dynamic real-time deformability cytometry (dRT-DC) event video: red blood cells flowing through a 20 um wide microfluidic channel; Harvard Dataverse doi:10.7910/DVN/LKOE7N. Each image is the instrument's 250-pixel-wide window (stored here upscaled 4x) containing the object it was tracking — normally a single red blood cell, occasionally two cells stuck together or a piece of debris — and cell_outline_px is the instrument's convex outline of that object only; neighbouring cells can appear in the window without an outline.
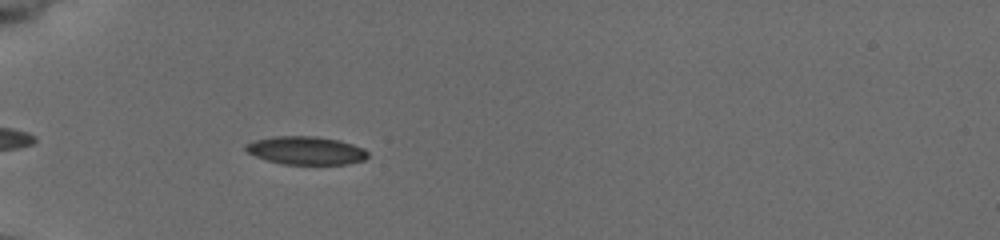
{"species": "common noctule bat (a hibernating species)", "species_latin": "Nyctalus noctula", "temperature_condition": "cold", "stored_images_in_passage": 63, "camera_frame_rate_fps": 3000, "um_per_image_px": 0.085, "animal": {"sex": "female", "body_mass_g": 19.5, "forearm_length_mm": 54.1}, "frame": {"image": 1, "passage_image": 3, "time_ms": 1.0, "image_size_px": [1000, 240], "cell_outline_px": [[368, 156], [364, 160], [344, 164], [284, 164], [268, 160], [256, 156], [248, 152], [244, 148], [244, 144], [256, 140], [272, 136], [316, 136], [340, 140], [364, 148], [368, 152]], "centroid_in_image_um": [26.01, 12.78], "position_along_channel_um": 59.0, "area_um2": 20.0}}
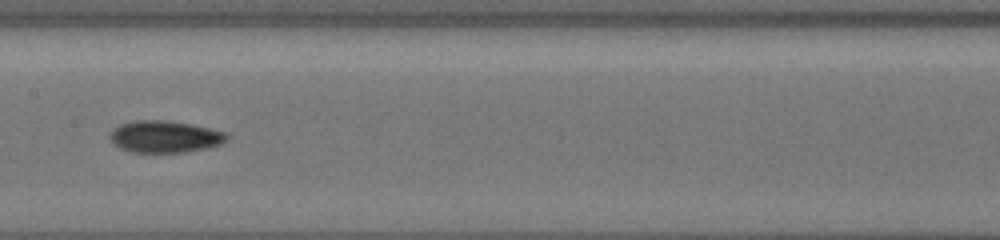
{"frame": {"image": 2, "passage_image": 21, "time_ms": 5.0, "image_size_px": [1000, 240], "cell_outline_px": [[228, 136], [220, 144], [208, 148], [184, 152], [132, 152], [120, 148], [108, 136], [112, 128], [120, 124], [136, 120], [168, 120], [192, 124], [224, 132]], "centroid_in_image_um": [13.97, 11.6], "position_along_channel_um": 193.4, "area_um2": 21.62}}
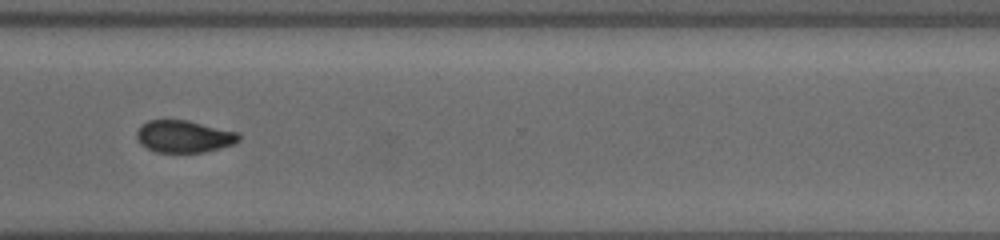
{"frame": {"image": 3, "passage_image": 46, "time_ms": 9.333, "image_size_px": [1000, 240], "cell_outline_px": [[240, 140], [236, 144], [204, 152], [156, 152], [140, 144], [136, 136], [136, 132], [140, 124], [148, 120], [188, 120], [236, 132], [240, 136]], "centroid_in_image_um": [15.62, 11.6], "position_along_channel_um": 355.0, "area_um2": 19.19}, "authors_computed_cell_mechanics": {"area_um2": 19.941, "velocity_mm_per_s": 3.7335, "shape_relaxation_time_tau1_ms": 4.2081, "shape_relaxation_time_tau2_ms": 9.5387, "deformation_change_tau1": 0.1041, "deformation_change_tau2": 0.1328}}